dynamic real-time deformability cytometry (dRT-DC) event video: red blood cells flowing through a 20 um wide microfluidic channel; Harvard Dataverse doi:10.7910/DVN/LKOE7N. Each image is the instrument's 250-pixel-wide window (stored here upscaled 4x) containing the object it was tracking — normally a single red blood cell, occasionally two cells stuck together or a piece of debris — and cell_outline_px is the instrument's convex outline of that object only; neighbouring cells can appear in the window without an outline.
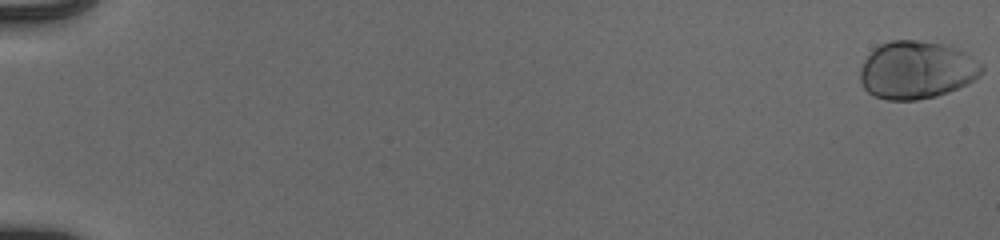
{"species": "human", "species_latin": "Homo sapiens", "temperature_condition": "cold", "stored_images_in_passage": 55, "camera_frame_rate_fps": 3000, "um_per_image_px": 0.085, "donor": {"sex": "male"}, "frame": {"image": 1, "passage_image": 1, "time_ms": 0.0, "image_size_px": [1000, 240], "cell_outline_px": [[984, 72], [980, 76], [968, 84], [948, 92], [936, 96], [916, 100], [888, 100], [876, 96], [868, 92], [860, 84], [860, 68], [864, 60], [880, 44], [892, 40], [916, 40], [944, 44], [956, 48], [964, 52], [980, 64], [984, 68]], "centroid_in_image_um": [77.91, 5.96], "position_along_channel_um": 7.1, "area_um2": 40.92}}
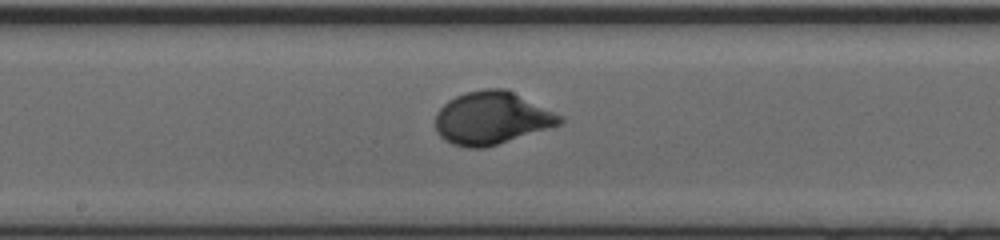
{"frame": {"image": 2, "passage_image": 32, "time_ms": 10.333, "image_size_px": [1000, 240], "cell_outline_px": [[564, 120], [560, 124], [548, 128], [484, 148], [468, 148], [452, 144], [444, 140], [436, 132], [436, 112], [448, 100], [464, 92], [484, 88], [504, 88], [560, 116]], "centroid_in_image_um": [41.71, 10.04], "position_along_channel_um": 206.5, "area_um2": 37.63}}
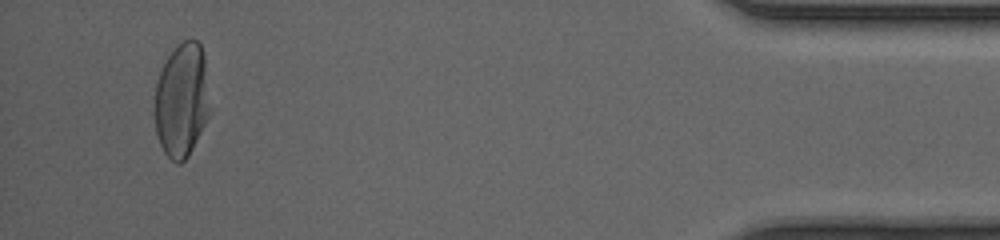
{"frame": {"image": 3, "passage_image": 53, "time_ms": 17.333, "image_size_px": [1000, 240], "cell_outline_px": [[212, 112], [188, 156], [180, 164], [176, 164], [164, 152], [160, 144], [156, 132], [152, 112], [156, 80], [168, 56], [176, 44], [184, 40], [196, 40], [200, 44], [204, 56], [212, 108]], "centroid_in_image_um": [15.45, 8.53], "position_along_channel_um": 419.8, "area_um2": 37.86}, "authors_computed_cell_mechanics": {"area_um2": 37.6278, "velocity_mm_per_s": 3.92, "shape_relaxation_time_tau1_ms": 2.541, "shape_relaxation_time_tau2_ms": null, "deformation_change_tau1": 0.1538, "deformation_change_tau2": null}}